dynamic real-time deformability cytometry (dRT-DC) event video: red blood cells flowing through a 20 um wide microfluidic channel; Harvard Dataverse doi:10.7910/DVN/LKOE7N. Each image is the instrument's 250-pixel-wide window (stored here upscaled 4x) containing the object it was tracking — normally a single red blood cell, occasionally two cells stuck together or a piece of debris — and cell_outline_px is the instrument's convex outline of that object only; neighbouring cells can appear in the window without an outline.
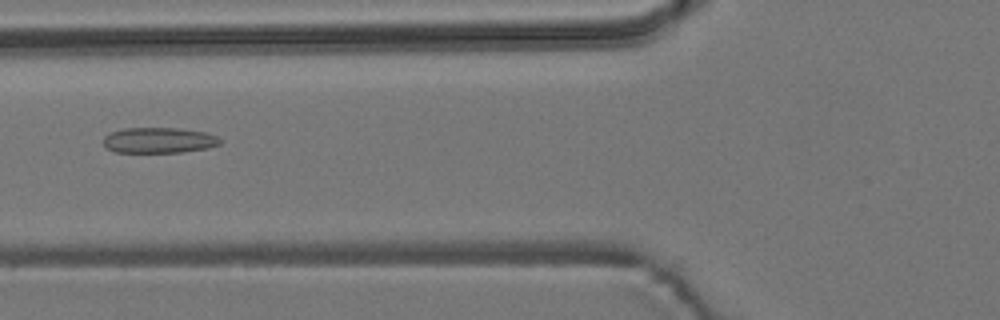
{"species": "common noctule bat (a hibernating species)", "species_latin": "Nyctalus noctula", "temperature_condition": "room temperature", "stored_images_in_passage": 5, "camera_frame_rate_fps": 3000, "um_per_image_px": 0.085, "animal": {"sex": "male", "body_mass_g": 19.2, "forearm_length_mm": 51.8}, "frame": {"image": 1, "passage_image": 2, "time_ms": 1.333, "image_size_px": [1000, 320], "cell_outline_px": [[220, 144], [208, 148], [180, 152], [116, 152], [104, 148], [104, 136], [112, 132], [124, 128], [176, 128], [208, 132], [216, 136], [220, 140]], "centroid_in_image_um": [13.5, 11.92], "position_along_channel_um": 112.3, "area_um2": 17.4}}
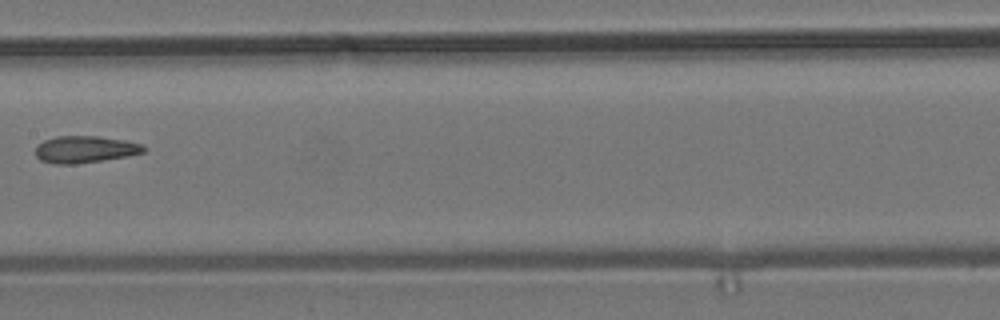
{"frame": {"image": 2, "passage_image": 4, "time_ms": 3.667, "image_size_px": [1000, 320], "cell_outline_px": [[148, 148], [144, 152], [128, 156], [76, 164], [52, 164], [40, 160], [36, 156], [36, 144], [44, 140], [56, 136], [96, 136], [124, 140], [144, 144]], "centroid_in_image_um": [7.23, 12.69], "position_along_channel_um": 200.2, "area_um2": 17.17}}
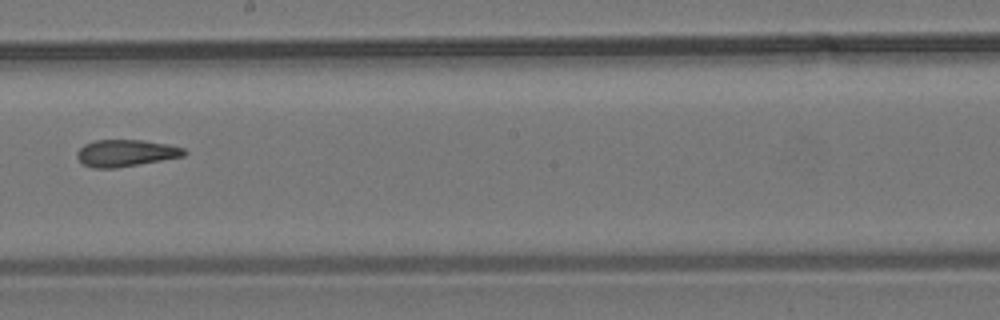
{"frame": {"image": 3, "passage_image": 5, "time_ms": 4.667, "image_size_px": [1000, 320], "cell_outline_px": [[188, 152], [184, 156], [116, 168], [92, 168], [84, 164], [76, 156], [76, 152], [84, 144], [96, 140], [144, 140], [168, 144], [184, 148]], "centroid_in_image_um": [10.7, 13.0], "position_along_channel_um": 237.5, "area_um2": 16.76}}